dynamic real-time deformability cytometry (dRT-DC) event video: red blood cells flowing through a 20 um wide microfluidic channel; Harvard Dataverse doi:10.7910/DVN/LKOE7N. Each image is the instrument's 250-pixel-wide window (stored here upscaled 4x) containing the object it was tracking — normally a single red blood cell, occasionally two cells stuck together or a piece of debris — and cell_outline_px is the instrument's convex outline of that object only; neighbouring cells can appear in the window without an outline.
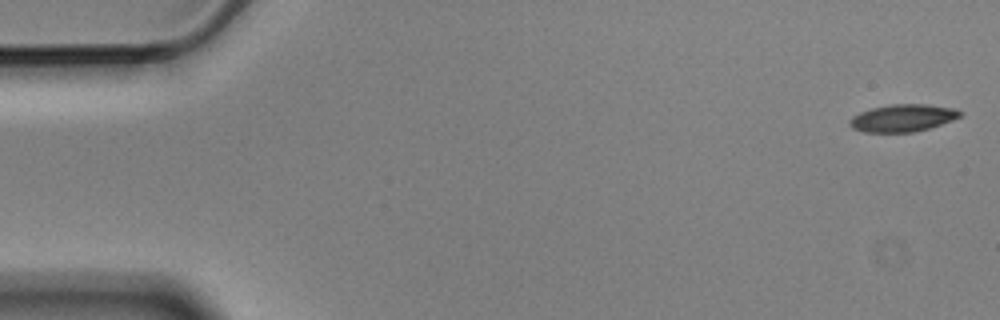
{"species": "Egyptian fruit bat (a non-hibernating species)", "species_latin": "Rousettus aegyptiacus", "temperature_condition": "cold", "stored_images_in_passage": 7, "camera_frame_rate_fps": 3000, "um_per_image_px": 0.085, "animal": {"sex": "male"}, "frame": {"image": 1, "passage_image": 1, "time_ms": 0.0, "image_size_px": [1000, 320], "cell_outline_px": [[964, 112], [960, 116], [952, 120], [928, 128], [912, 132], [864, 132], [852, 128], [848, 124], [848, 120], [852, 116], [860, 112], [872, 108], [892, 104], [928, 104], [956, 108]], "centroid_in_image_um": [76.72, 10.02], "position_along_channel_um": 8.3, "area_um2": 17.63}}
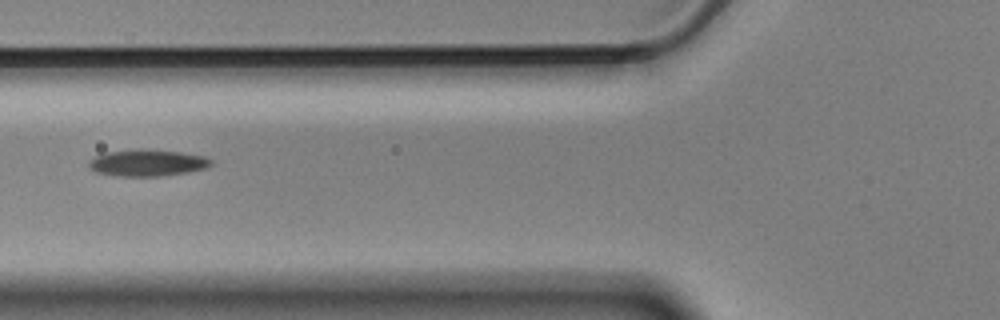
{"frame": {"image": 2, "passage_image": 6, "time_ms": 1.667, "image_size_px": [1000, 320], "cell_outline_px": [[212, 164], [204, 168], [184, 172], [160, 176], [120, 176], [96, 172], [88, 164], [88, 160], [96, 156], [108, 152], [136, 148], [144, 148], [180, 152], [204, 156], [212, 160]], "centroid_in_image_um": [12.5, 13.82], "position_along_channel_um": 113.3, "area_um2": 18.84}}
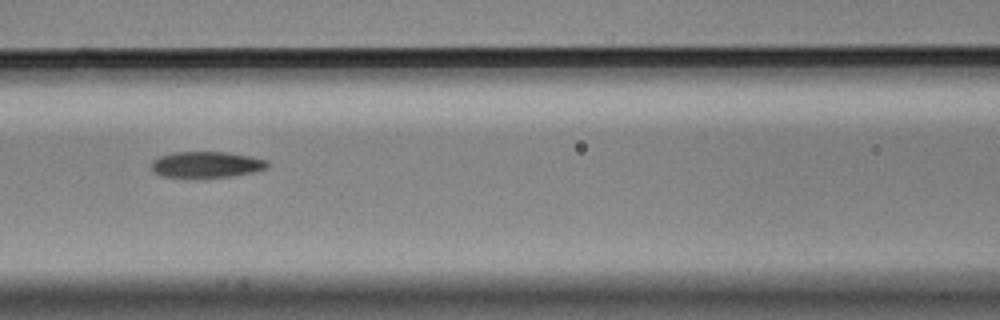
{"frame": {"image": 3, "passage_image": 7, "time_ms": 2.0, "image_size_px": [1000, 320], "cell_outline_px": [[268, 168], [256, 172], [232, 176], [160, 176], [152, 172], [152, 160], [160, 156], [172, 152], [224, 152], [248, 156], [268, 160]], "centroid_in_image_um": [17.56, 13.97], "position_along_channel_um": 149.0, "area_um2": 17.4}}